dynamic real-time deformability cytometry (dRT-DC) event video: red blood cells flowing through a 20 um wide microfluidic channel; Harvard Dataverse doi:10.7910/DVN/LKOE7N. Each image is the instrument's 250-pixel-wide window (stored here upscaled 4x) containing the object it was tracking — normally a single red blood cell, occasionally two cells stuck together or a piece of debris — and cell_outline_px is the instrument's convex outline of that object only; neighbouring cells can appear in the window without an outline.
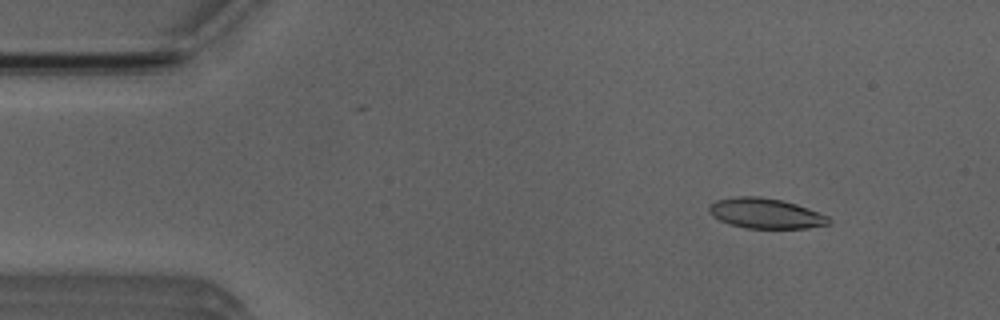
{"species": "Egyptian fruit bat (a non-hibernating species)", "species_latin": "Rousettus aegyptiacus", "temperature_condition": "room temperature", "stored_images_in_passage": 5, "camera_frame_rate_fps": 3000, "um_per_image_px": 0.085, "animal": {"sex": "male"}, "frame": {"image": 1, "passage_image": 2, "time_ms": 1.333, "image_size_px": [1000, 320], "cell_outline_px": [[832, 220], [828, 224], [808, 228], [744, 228], [728, 224], [712, 216], [708, 212], [708, 204], [716, 200], [736, 196], [760, 196], [780, 200], [796, 204], [808, 208], [828, 216]], "centroid_in_image_um": [65.03, 18.13], "position_along_channel_um": 20.0, "area_um2": 21.21}}